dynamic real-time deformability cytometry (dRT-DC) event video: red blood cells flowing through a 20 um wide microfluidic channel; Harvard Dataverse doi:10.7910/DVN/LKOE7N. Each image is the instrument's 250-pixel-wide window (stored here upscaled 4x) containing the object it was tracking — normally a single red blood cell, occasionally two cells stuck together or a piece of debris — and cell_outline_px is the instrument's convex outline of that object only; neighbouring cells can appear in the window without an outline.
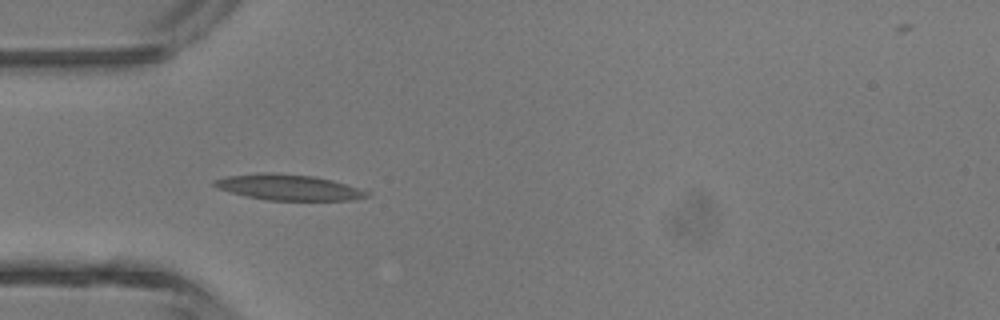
{"species": "common noctule bat (a hibernating species)", "species_latin": "Nyctalus noctula", "temperature_condition": "room temperature", "stored_images_in_passage": 5, "camera_frame_rate_fps": 3000, "um_per_image_px": 0.085, "animal": {"sex": "male", "body_mass_g": 13.3}, "frame": {"image": 1, "passage_image": 4, "time_ms": 3.333, "image_size_px": [1000, 320], "cell_outline_px": [[372, 192], [368, 196], [356, 200], [268, 200], [248, 196], [216, 188], [212, 184], [212, 180], [228, 176], [260, 172], [268, 172], [312, 176], [332, 180]], "centroid_in_image_um": [24.53, 15.92], "position_along_channel_um": 60.5, "area_um2": 22.77}}
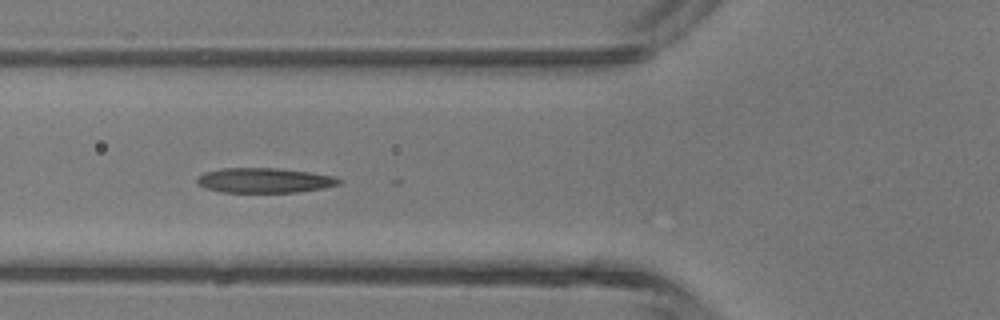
{"frame": {"image": 2, "passage_image": 5, "time_ms": 4.333, "image_size_px": [1000, 320], "cell_outline_px": [[344, 180], [340, 184], [324, 188], [300, 192], [220, 192], [204, 188], [196, 184], [196, 180], [204, 172], [220, 168], [276, 168], [308, 172], [336, 176]], "centroid_in_image_um": [22.49, 15.33], "position_along_channel_um": 103.3, "area_um2": 20.81}}